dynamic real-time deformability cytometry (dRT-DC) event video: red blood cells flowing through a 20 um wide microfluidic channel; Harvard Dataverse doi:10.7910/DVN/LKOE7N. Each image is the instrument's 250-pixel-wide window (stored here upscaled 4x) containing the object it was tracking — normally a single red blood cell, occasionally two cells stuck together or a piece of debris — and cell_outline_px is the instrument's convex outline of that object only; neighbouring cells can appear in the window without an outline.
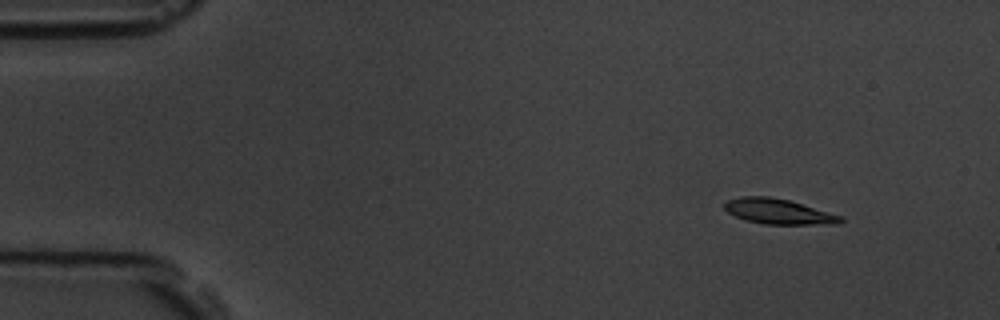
{"species": "common noctule bat (a hibernating species)", "species_latin": "Nyctalus noctula", "temperature_condition": "room temperature", "stored_images_in_passage": 6, "segment_of_instrument_passage": [1, 2], "camera_frame_rate_fps": 3000, "um_per_image_px": 0.085, "animal": {"sex": "male", "body_mass_g": 19.5, "forearm_length_mm": 54.6}, "frame": {"image": 1, "passage_image": 2, "time_ms": 1.333, "image_size_px": [1000, 320], "cell_outline_px": [[844, 220], [840, 224], [764, 224], [748, 220], [736, 216], [728, 212], [724, 208], [724, 200], [740, 196], [768, 196], [788, 200], [844, 216]], "centroid_in_image_um": [66.18, 17.97], "position_along_channel_um": 18.8, "area_um2": 17.11}}